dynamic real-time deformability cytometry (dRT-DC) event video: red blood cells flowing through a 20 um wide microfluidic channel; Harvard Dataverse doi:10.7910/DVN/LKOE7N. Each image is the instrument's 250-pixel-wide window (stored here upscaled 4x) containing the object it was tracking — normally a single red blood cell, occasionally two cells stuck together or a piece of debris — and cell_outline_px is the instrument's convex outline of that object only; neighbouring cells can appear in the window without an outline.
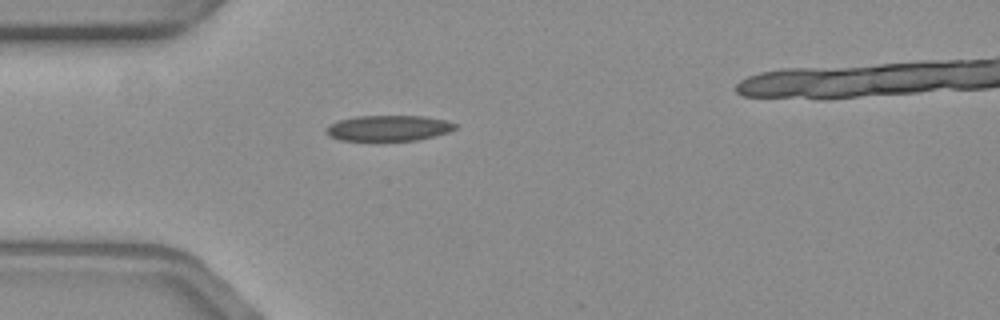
{"species": "common noctule bat (a hibernating species)", "species_latin": "Nyctalus noctula", "temperature_condition": "warm", "stored_images_in_passage": 31, "camera_frame_rate_fps": 3000, "um_per_image_px": 0.085, "animal": {"sex": "female", "body_mass_g": 19.3, "forearm_length_mm": 54.1}, "frame": {"image": 1, "passage_image": 1, "time_ms": 0.0, "image_size_px": [1000, 320], "cell_outline_px": [[460, 124], [456, 128], [448, 132], [416, 140], [340, 140], [328, 136], [324, 132], [324, 128], [328, 124], [340, 120], [356, 116], [424, 116], [444, 120]], "centroid_in_image_um": [32.98, 10.88], "position_along_channel_um": 52.0, "area_um2": 19.31}}
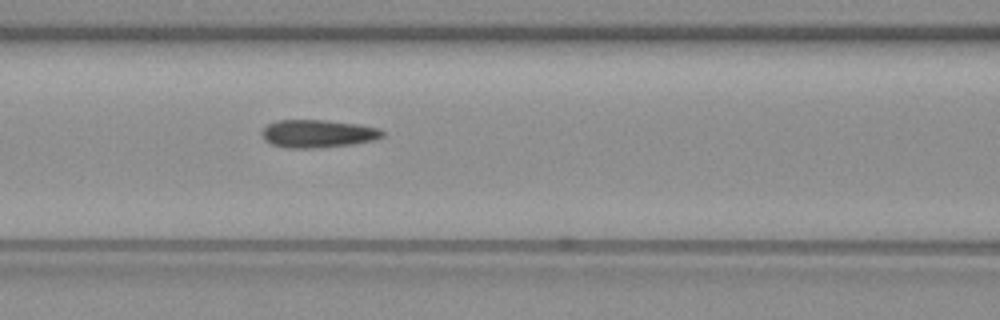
{"frame": {"image": 2, "passage_image": 9, "time_ms": 2.667, "image_size_px": [1000, 320], "cell_outline_px": [[384, 136], [376, 140], [352, 144], [316, 148], [288, 148], [272, 144], [264, 140], [260, 132], [268, 124], [276, 120], [328, 120], [360, 124], [380, 128], [384, 132]], "centroid_in_image_um": [27.04, 11.35], "position_along_channel_um": 139.6, "area_um2": 19.83}}
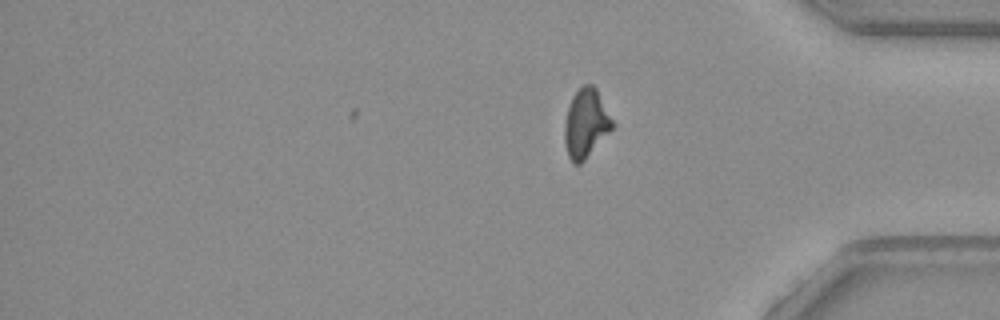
{"frame": {"image": 3, "passage_image": 31, "time_ms": 10.0, "image_size_px": [1000, 320], "cell_outline_px": [[616, 124], [584, 160], [580, 164], [576, 164], [568, 156], [564, 140], [564, 124], [568, 108], [572, 96], [584, 84], [592, 84], [596, 88]], "centroid_in_image_um": [49.81, 10.46], "position_along_channel_um": 385.4, "area_um2": 19.02}, "authors_computed_cell_mechanics": {"area_um2": 19.5364, "velocity_mm_per_s": 3.5766, "shape_relaxation_time_tau1_ms": null, "shape_relaxation_time_tau2_ms": 2.3257, "deformation_change_tau1": null, "deformation_change_tau2": 0.078}}